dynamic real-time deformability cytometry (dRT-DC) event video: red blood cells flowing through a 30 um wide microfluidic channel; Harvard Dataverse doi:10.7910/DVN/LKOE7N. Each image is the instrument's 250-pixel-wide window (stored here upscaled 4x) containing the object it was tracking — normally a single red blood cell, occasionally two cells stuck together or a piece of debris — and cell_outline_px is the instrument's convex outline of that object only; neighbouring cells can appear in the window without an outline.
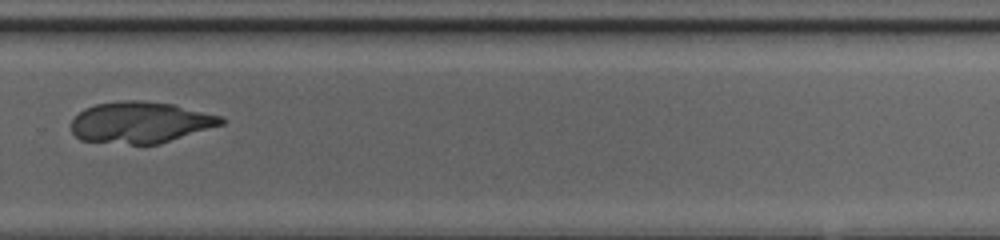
{"species": "common noctule bat (a hibernating species)", "species_latin": "Nyctalus noctula", "temperature_condition": "cold", "stored_images_in_passage": 47, "camera_frame_rate_fps": 3000, "um_per_image_px": 0.085, "animal": {"sex": "female", "body_mass_g": 20.0, "forearm_length_mm": 54.0}, "frame": {"image": 1, "passage_image": 34, "time_ms": 11.0, "image_size_px": [1000, 240], "cell_outline_px": [[224, 124], [160, 144], [132, 144], [80, 140], [72, 132], [72, 120], [84, 108], [96, 104], [124, 100], [140, 100], [172, 104], [224, 116]], "centroid_in_image_um": [11.97, 10.4], "position_along_channel_um": 317.8, "area_um2": 36.13}}